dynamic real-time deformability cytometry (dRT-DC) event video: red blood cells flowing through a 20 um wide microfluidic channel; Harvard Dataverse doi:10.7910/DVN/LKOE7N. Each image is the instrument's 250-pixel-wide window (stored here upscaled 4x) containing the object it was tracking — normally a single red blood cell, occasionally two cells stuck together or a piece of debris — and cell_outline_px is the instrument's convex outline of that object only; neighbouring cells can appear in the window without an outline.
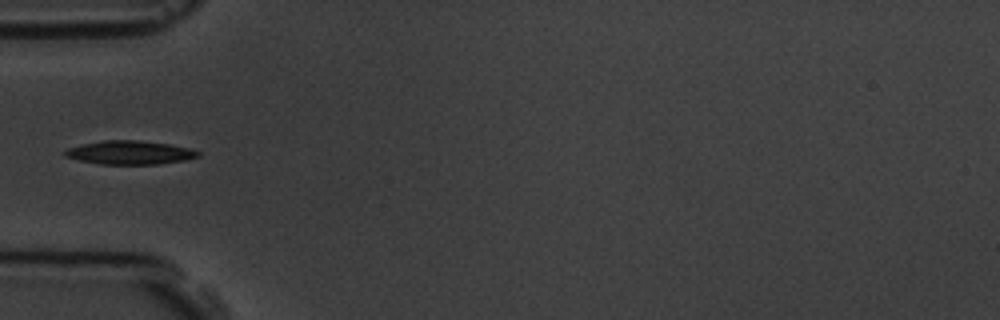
{"species": "common noctule bat (a hibernating species)", "species_latin": "Nyctalus noctula", "temperature_condition": "room temperature", "stored_images_in_passage": 39, "camera_frame_rate_fps": 3000, "um_per_image_px": 0.085, "animal": {"sex": "male", "body_mass_g": 19.5, "forearm_length_mm": 54.6}, "frame": {"image": 1, "passage_image": 1, "time_ms": 0.0, "image_size_px": [1000, 320], "cell_outline_px": [[200, 156], [184, 160], [160, 164], [100, 164], [80, 160], [64, 156], [64, 152], [68, 148], [80, 144], [104, 140], [136, 140], [168, 144], [188, 148], [200, 152]], "centroid_in_image_um": [11.01, 12.97], "position_along_channel_um": 74.0, "area_um2": 18.21}}
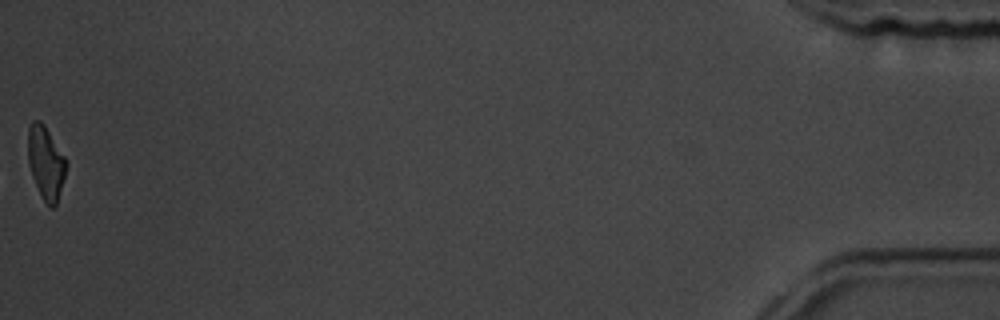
{"frame": {"image": 2, "passage_image": 39, "time_ms": 12.667, "image_size_px": [1000, 320], "cell_outline_px": [[68, 164], [56, 204], [52, 208], [44, 200], [32, 176], [28, 164], [28, 128], [32, 120], [40, 120], [44, 124], [64, 156]], "centroid_in_image_um": [3.88, 13.78], "position_along_channel_um": 431.3, "area_um2": 16.01}}